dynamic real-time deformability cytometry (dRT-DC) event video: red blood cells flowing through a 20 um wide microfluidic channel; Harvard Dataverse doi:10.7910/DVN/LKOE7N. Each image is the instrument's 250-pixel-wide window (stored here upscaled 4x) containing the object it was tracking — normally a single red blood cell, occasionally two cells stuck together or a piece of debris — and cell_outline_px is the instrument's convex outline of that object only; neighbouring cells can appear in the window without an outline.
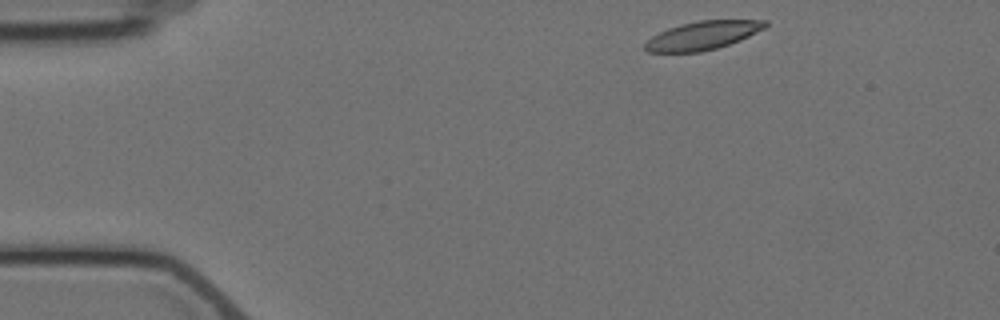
{"species": "Egyptian fruit bat (a non-hibernating species)", "species_latin": "Rousettus aegyptiacus", "temperature_condition": "cold", "stored_images_in_passage": 4, "camera_frame_rate_fps": 3000, "um_per_image_px": 0.085, "animal": {"sex": "female"}, "frame": {"image": 1, "passage_image": 1, "time_ms": 0.0, "image_size_px": [1000, 320], "cell_outline_px": [[768, 24], [764, 28], [740, 40], [716, 48], [700, 52], [648, 52], [644, 48], [644, 44], [652, 36], [668, 28], [680, 24], [700, 20], [768, 20]], "centroid_in_image_um": [59.71, 3.01], "position_along_channel_um": 25.3, "area_um2": 19.77}}